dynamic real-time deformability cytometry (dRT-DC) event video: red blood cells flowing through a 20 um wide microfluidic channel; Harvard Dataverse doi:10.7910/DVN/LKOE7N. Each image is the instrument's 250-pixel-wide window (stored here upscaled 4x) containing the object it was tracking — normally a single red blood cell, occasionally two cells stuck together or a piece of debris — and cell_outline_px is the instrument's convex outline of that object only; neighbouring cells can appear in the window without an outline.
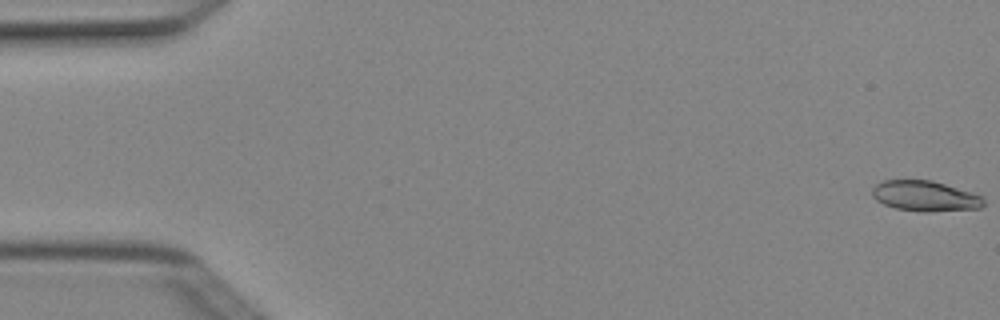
{"species": "Egyptian fruit bat (a non-hibernating species)", "species_latin": "Rousettus aegyptiacus", "temperature_condition": "cold", "stored_images_in_passage": 6, "camera_frame_rate_fps": 3000, "um_per_image_px": 0.085, "animal": {"sex": "female"}, "frame": {"image": 1, "passage_image": 1, "time_ms": 0.0, "image_size_px": [1000, 320], "cell_outline_px": [[984, 204], [980, 208], [928, 212], [924, 212], [896, 208], [884, 204], [876, 200], [872, 196], [872, 188], [876, 184], [884, 180], [932, 180], [972, 192], [980, 196], [984, 200]], "centroid_in_image_um": [78.61, 16.66], "position_along_channel_um": 6.4, "area_um2": 19.71}}
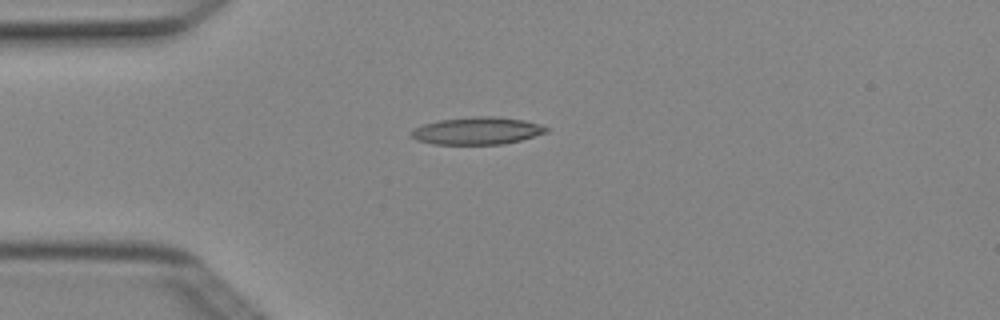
{"frame": {"image": 2, "passage_image": 6, "time_ms": 1.667, "image_size_px": [1000, 320], "cell_outline_px": [[548, 132], [520, 140], [504, 144], [432, 144], [416, 140], [412, 136], [412, 132], [416, 128], [424, 124], [440, 120], [476, 116], [496, 116], [524, 120], [540, 124], [548, 128]], "centroid_in_image_um": [40.59, 11.12], "position_along_channel_um": 44.4, "area_um2": 21.39}}